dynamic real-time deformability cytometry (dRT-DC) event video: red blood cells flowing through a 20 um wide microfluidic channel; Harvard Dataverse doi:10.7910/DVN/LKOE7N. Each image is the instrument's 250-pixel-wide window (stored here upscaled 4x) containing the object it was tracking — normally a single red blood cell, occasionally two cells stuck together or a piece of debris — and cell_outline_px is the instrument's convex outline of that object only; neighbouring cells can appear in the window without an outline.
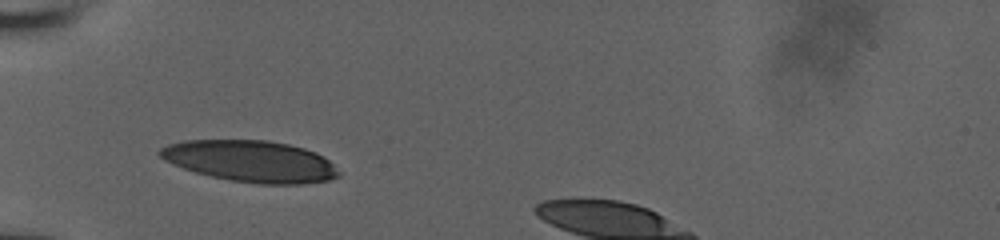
{"species": "human", "species_latin": "Homo sapiens", "temperature_condition": "room temperature", "stored_images_in_passage": 2, "camera_frame_rate_fps": 3000, "um_per_image_px": 0.085, "donor": {"sex": "male"}, "frame": {"image": 1, "passage_image": 1, "time_ms": 0.0, "image_size_px": [1000, 240], "cell_outline_px": [[340, 176], [328, 180], [300, 184], [260, 184], [232, 180], [212, 176], [196, 172], [184, 168], [164, 160], [156, 152], [160, 148], [168, 144], [184, 140], [268, 140], [288, 144], [304, 148], [316, 152], [324, 156], [340, 172]], "centroid_in_image_um": [21.31, 13.69], "position_along_channel_um": 63.7, "area_um2": 43.12}}